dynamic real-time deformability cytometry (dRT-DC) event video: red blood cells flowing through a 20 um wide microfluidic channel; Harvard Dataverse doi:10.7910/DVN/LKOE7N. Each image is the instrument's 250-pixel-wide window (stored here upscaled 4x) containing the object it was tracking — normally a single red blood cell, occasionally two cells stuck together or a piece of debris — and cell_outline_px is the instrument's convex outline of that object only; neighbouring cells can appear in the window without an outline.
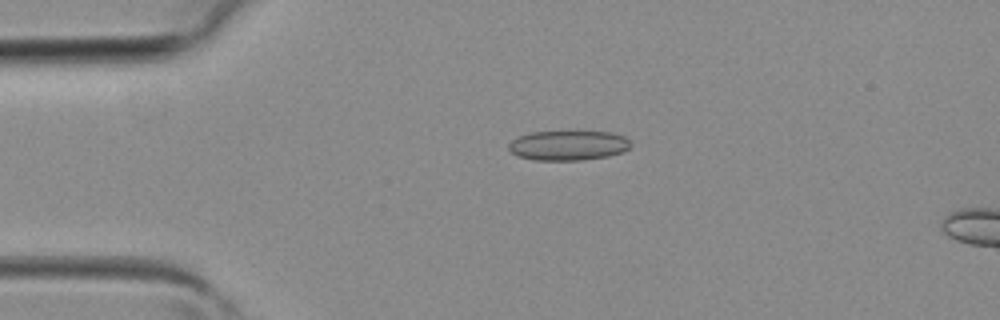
{"species": "common noctule bat (a hibernating species)", "species_latin": "Nyctalus noctula", "temperature_condition": "room temperature", "stored_images_in_passage": 2, "camera_frame_rate_fps": 3000, "um_per_image_px": 0.085, "animal": {"sex": "female", "body_mass_g": 19.3, "forearm_length_mm": 54.1}, "frame": {"image": 1, "passage_image": 1, "time_ms": 0.0, "image_size_px": [1000, 320], "cell_outline_px": [[632, 144], [624, 152], [608, 156], [584, 160], [532, 160], [520, 156], [512, 152], [508, 148], [508, 144], [512, 140], [520, 136], [532, 132], [576, 128], [612, 132], [624, 136]], "centroid_in_image_um": [48.35, 12.3], "position_along_channel_um": 36.7, "area_um2": 22.25}}